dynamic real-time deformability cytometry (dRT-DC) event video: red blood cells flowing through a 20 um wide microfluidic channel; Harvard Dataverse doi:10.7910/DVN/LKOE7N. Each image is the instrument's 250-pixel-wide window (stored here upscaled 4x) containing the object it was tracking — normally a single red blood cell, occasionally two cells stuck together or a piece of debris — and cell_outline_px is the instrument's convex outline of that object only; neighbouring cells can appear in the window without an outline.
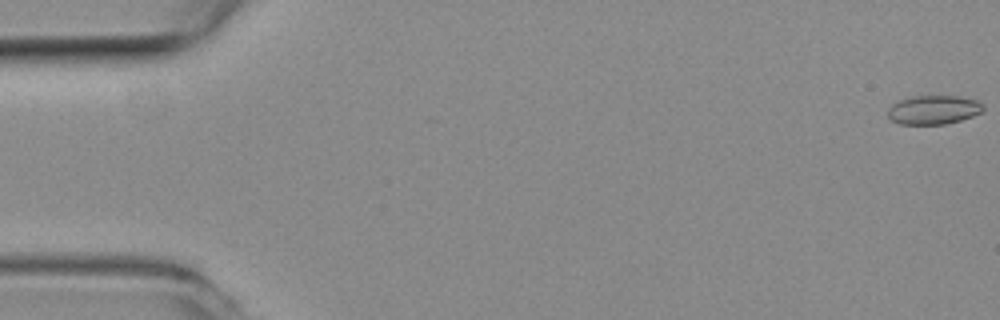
{"species": "common noctule bat (a hibernating species)", "species_latin": "Nyctalus noctula", "temperature_condition": "room temperature", "stored_images_in_passage": 56, "camera_frame_rate_fps": 3000, "um_per_image_px": 0.085, "animal": {"sex": "female", "body_mass_g": 19.3, "forearm_length_mm": 54.1}, "frame": {"image": 1, "passage_image": 1, "time_ms": 0.0, "image_size_px": [1000, 320], "cell_outline_px": [[984, 108], [980, 112], [972, 116], [960, 120], [944, 124], [900, 124], [892, 120], [888, 116], [888, 108], [892, 104], [900, 100], [912, 96], [960, 96], [980, 100], [984, 104]], "centroid_in_image_um": [79.37, 9.32], "position_along_channel_um": 5.6, "area_um2": 16.13}}
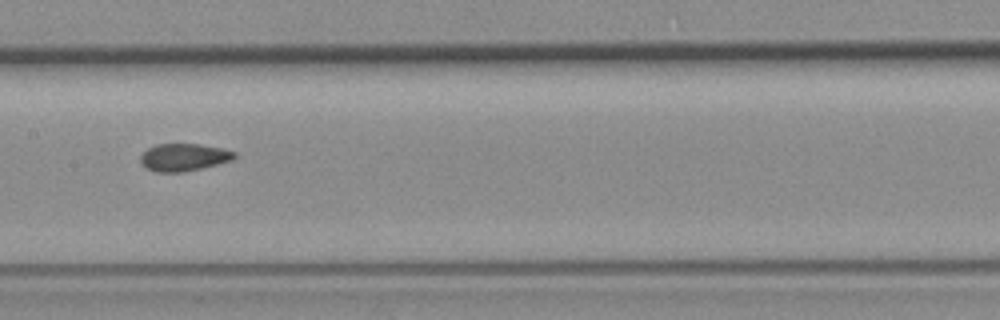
{"frame": {"image": 2, "passage_image": 28, "time_ms": 9.0, "image_size_px": [1000, 320], "cell_outline_px": [[236, 156], [232, 160], [184, 172], [152, 172], [140, 160], [140, 156], [148, 148], [156, 144], [200, 144], [224, 148], [236, 152]], "centroid_in_image_um": [15.63, 13.36], "position_along_channel_um": 191.8, "area_um2": 14.97}}
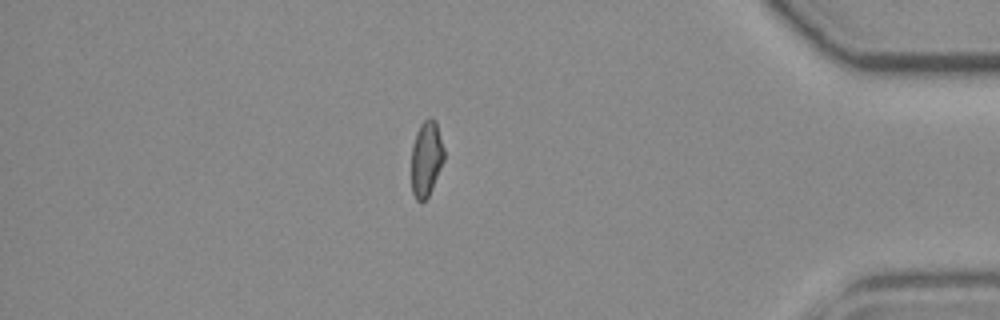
{"frame": {"image": 3, "passage_image": 48, "time_ms": 15.667, "image_size_px": [1000, 320], "cell_outline_px": [[444, 160], [432, 188], [428, 196], [420, 204], [416, 200], [412, 192], [412, 144], [416, 132], [420, 124], [424, 120], [432, 116], [436, 120], [444, 148]], "centroid_in_image_um": [36.23, 13.46], "position_along_channel_um": 399.0, "area_um2": 14.51}, "authors_computed_cell_mechanics": {"area_um2": 15.6638, "velocity_mm_per_s": 3.7285, "shape_relaxation_time_tau1_ms": null, "shape_relaxation_time_tau2_ms": 1.6736, "deformation_change_tau1": null, "deformation_change_tau2": 0.05}}